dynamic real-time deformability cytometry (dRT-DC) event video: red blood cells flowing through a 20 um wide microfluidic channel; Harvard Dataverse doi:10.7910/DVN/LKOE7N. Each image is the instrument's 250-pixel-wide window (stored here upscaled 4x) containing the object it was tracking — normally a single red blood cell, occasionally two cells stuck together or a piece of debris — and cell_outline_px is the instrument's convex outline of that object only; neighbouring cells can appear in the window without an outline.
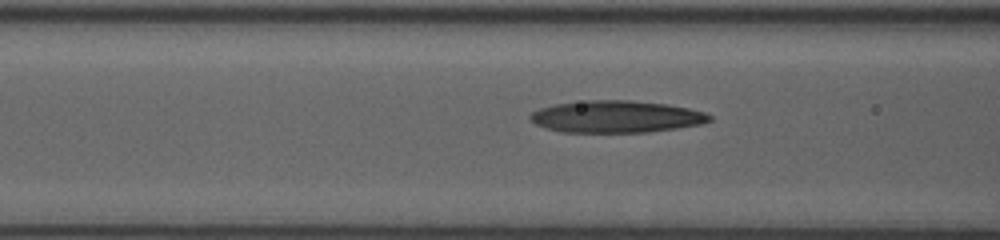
{"species": "human", "species_latin": "Homo sapiens", "temperature_condition": "room temperature", "stored_images_in_passage": 8, "camera_frame_rate_fps": 3000, "um_per_image_px": 0.085, "donor": {"sex": "female"}, "frame": {"image": 1, "passage_image": 6, "time_ms": 1.667, "image_size_px": [1000, 240], "cell_outline_px": [[712, 120], [700, 124], [676, 128], [648, 132], [560, 132], [536, 124], [528, 116], [532, 112], [540, 108], [556, 104], [588, 100], [632, 100], [668, 104], [688, 108], [704, 112], [712, 116]], "centroid_in_image_um": [52.39, 9.91], "position_along_channel_um": 114.2, "area_um2": 33.35}}